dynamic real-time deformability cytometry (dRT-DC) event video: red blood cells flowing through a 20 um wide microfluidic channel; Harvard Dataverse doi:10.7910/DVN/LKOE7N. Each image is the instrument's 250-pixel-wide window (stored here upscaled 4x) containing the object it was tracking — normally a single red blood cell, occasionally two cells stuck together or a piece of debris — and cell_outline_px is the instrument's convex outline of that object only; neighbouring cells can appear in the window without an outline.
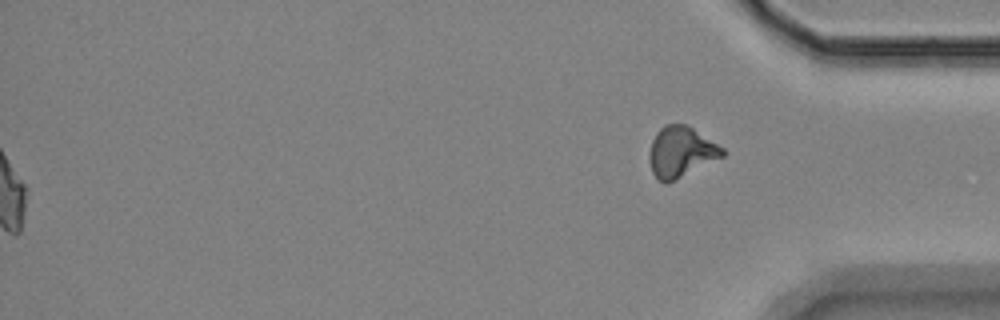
{"species": "Egyptian fruit bat (a non-hibernating species)", "species_latin": "Rousettus aegyptiacus", "temperature_condition": "room temperature", "stored_images_in_passage": 47, "segment_of_instrument_passage": [2, 2], "camera_frame_rate_fps": 3000, "um_per_image_px": 0.085, "animal": {"sex": "female"}, "frame": {"image": 1, "passage_image": 47, "time_ms": 15.333, "image_size_px": [1000, 320], "cell_outline_px": [[724, 156], [664, 184], [652, 172], [648, 156], [652, 140], [656, 132], [664, 124], [684, 124], [692, 128], [724, 148]], "centroid_in_image_um": [57.85, 12.89], "position_along_channel_um": 377.3, "area_um2": 21.15}}